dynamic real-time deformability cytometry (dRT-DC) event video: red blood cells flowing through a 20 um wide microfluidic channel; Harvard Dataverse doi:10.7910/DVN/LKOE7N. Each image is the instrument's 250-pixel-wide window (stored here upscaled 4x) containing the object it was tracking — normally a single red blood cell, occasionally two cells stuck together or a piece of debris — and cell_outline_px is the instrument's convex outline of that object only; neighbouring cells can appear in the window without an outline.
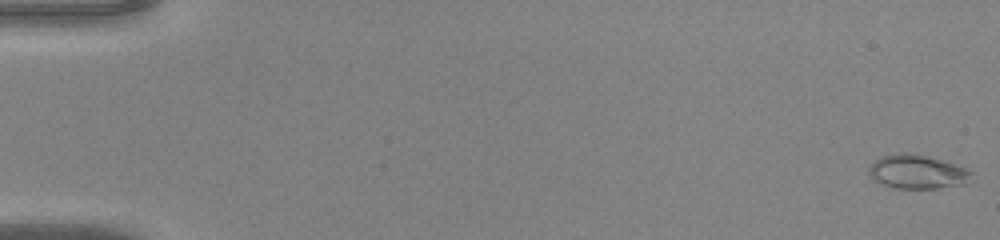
{"species": "common noctule bat (a hibernating species)", "species_latin": "Nyctalus noctula", "temperature_condition": "warm", "stored_images_in_passage": 47, "camera_frame_rate_fps": 3000, "um_per_image_px": 0.085, "animal": {"sex": "male", "body_mass_g": 20.0, "forearm_length_mm": 53.3}, "frame": {"image": 1, "passage_image": 1, "time_ms": 0.0, "image_size_px": [1000, 240], "cell_outline_px": [[972, 172], [964, 184], [936, 188], [892, 188], [872, 180], [868, 172], [868, 168], [880, 156], [896, 152], [916, 152], [956, 164]], "centroid_in_image_um": [77.89, 14.58], "position_along_channel_um": 7.1, "area_um2": 20.46}}
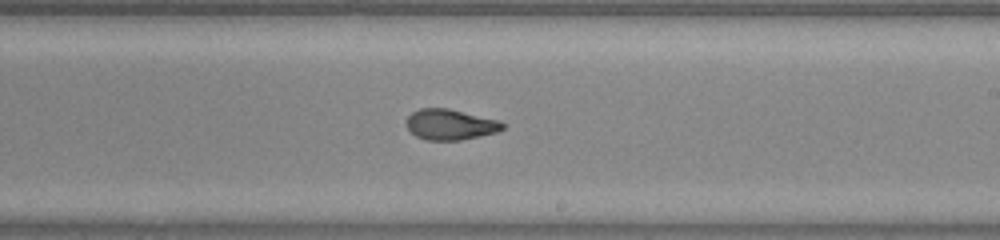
{"frame": {"image": 2, "passage_image": 29, "time_ms": 9.333, "image_size_px": [1000, 240], "cell_outline_px": [[504, 128], [496, 132], [480, 136], [460, 140], [424, 140], [416, 136], [404, 124], [408, 116], [412, 112], [420, 108], [448, 108], [500, 120], [504, 124]], "centroid_in_image_um": [38.25, 10.58], "position_along_channel_um": 250.7, "area_um2": 17.28}}
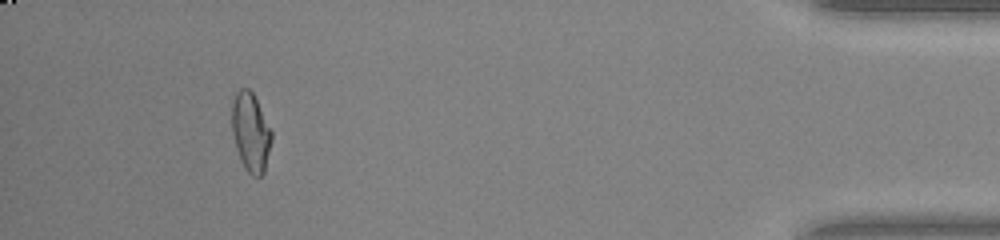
{"frame": {"image": 3, "passage_image": 44, "time_ms": 14.333, "image_size_px": [1000, 240], "cell_outline_px": [[272, 140], [264, 172], [260, 176], [252, 176], [244, 168], [240, 160], [236, 148], [232, 132], [232, 100], [236, 92], [240, 88], [248, 88], [252, 92], [272, 132]], "centroid_in_image_um": [21.29, 11.25], "position_along_channel_um": 413.9, "area_um2": 18.15}}